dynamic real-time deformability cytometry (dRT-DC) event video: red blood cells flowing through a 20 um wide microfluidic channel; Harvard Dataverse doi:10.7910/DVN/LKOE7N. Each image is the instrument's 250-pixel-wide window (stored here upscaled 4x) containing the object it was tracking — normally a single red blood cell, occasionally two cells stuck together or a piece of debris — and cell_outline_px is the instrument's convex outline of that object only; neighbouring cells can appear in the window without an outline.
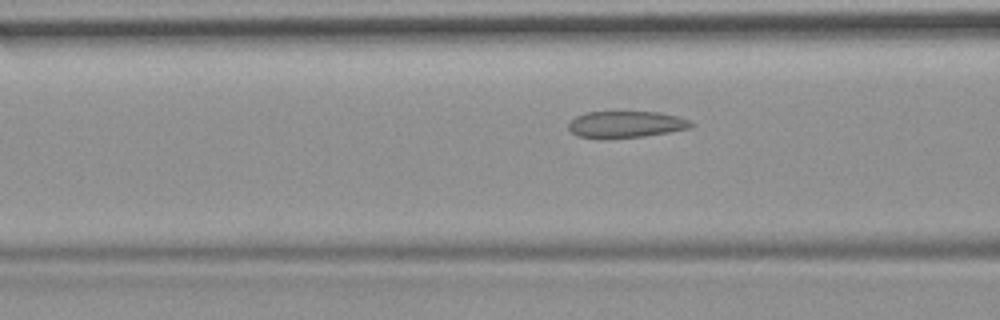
{"species": "common noctule bat (a hibernating species)", "species_latin": "Nyctalus noctula", "temperature_condition": "room temperature", "stored_images_in_passage": 40, "camera_frame_rate_fps": 3000, "um_per_image_px": 0.085, "animal": {"sex": "female", "body_mass_g": 19.9}, "frame": {"image": 1, "passage_image": 12, "time_ms": 3.667, "image_size_px": [1000, 320], "cell_outline_px": [[696, 124], [692, 128], [644, 136], [576, 136], [568, 128], [568, 124], [576, 116], [584, 112], [660, 112], [676, 116], [688, 120]], "centroid_in_image_um": [53.25, 10.53], "position_along_channel_um": 113.3, "area_um2": 18.38}, "authors_computed_cell_mechanics": {"area_um2": 19.5075, "velocity_mm_per_s": 3.7142, "shape_relaxation_time_tau1_ms": null, "shape_relaxation_time_tau2_ms": 2.3976, "deformation_change_tau1": null, "deformation_change_tau2": 0.0741}}